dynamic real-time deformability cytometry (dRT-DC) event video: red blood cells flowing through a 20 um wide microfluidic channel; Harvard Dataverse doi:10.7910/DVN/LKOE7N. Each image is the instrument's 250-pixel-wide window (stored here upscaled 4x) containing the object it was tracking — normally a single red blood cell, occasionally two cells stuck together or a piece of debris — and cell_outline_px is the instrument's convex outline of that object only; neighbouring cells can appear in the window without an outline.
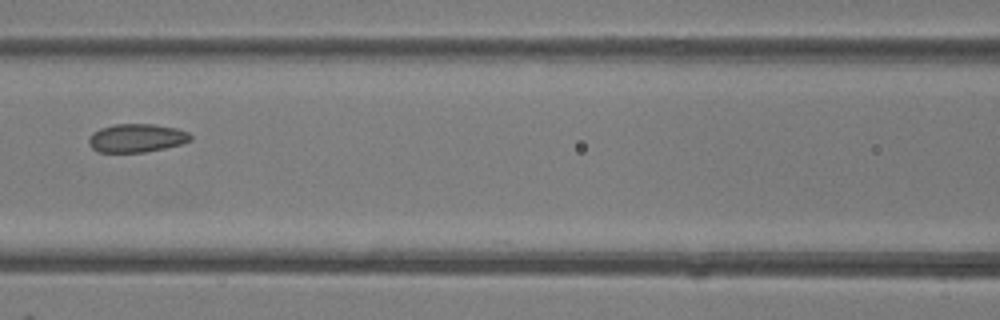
{"species": "common noctule bat (a hibernating species)", "species_latin": "Nyctalus noctula", "temperature_condition": "room temperature", "stored_images_in_passage": 7, "camera_frame_rate_fps": 3000, "um_per_image_px": 0.085, "animal": {"sex": "female"}, "frame": {"image": 1, "passage_image": 6, "time_ms": 6.667, "image_size_px": [1000, 320], "cell_outline_px": [[192, 140], [180, 144], [164, 148], [144, 152], [100, 152], [92, 148], [88, 144], [88, 140], [92, 132], [100, 128], [112, 124], [152, 124], [176, 128], [188, 132], [192, 136]], "centroid_in_image_um": [11.59, 11.72], "position_along_channel_um": 155.0, "area_um2": 16.88}}
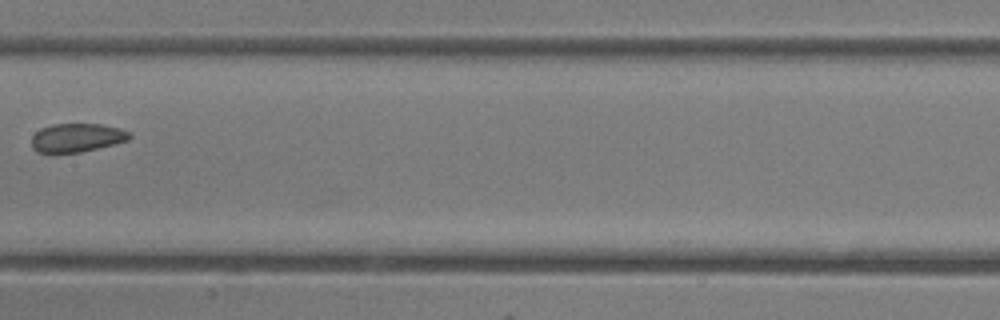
{"frame": {"image": 2, "passage_image": 7, "time_ms": 7.667, "image_size_px": [1000, 320], "cell_outline_px": [[132, 136], [128, 140], [80, 152], [56, 156], [36, 152], [32, 148], [32, 136], [40, 128], [52, 124], [100, 124], [120, 128], [132, 132]], "centroid_in_image_um": [6.47, 11.74], "position_along_channel_um": 200.9, "area_um2": 16.88}}